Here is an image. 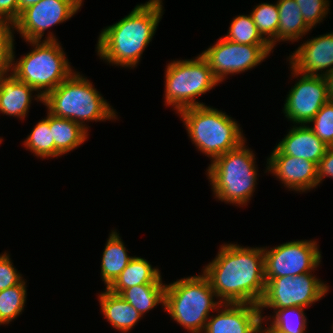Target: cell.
Here are the masks:
<instances>
[{
    "instance_id": "cell-1",
    "label": "cell",
    "mask_w": 333,
    "mask_h": 333,
    "mask_svg": "<svg viewBox=\"0 0 333 333\" xmlns=\"http://www.w3.org/2000/svg\"><path fill=\"white\" fill-rule=\"evenodd\" d=\"M203 274L222 303L259 305L266 287L263 247L222 244Z\"/></svg>"
},
{
    "instance_id": "cell-2",
    "label": "cell",
    "mask_w": 333,
    "mask_h": 333,
    "mask_svg": "<svg viewBox=\"0 0 333 333\" xmlns=\"http://www.w3.org/2000/svg\"><path fill=\"white\" fill-rule=\"evenodd\" d=\"M162 0L136 5L120 21L107 26L99 35L96 51L109 64L134 68L152 41L163 14Z\"/></svg>"
},
{
    "instance_id": "cell-3",
    "label": "cell",
    "mask_w": 333,
    "mask_h": 333,
    "mask_svg": "<svg viewBox=\"0 0 333 333\" xmlns=\"http://www.w3.org/2000/svg\"><path fill=\"white\" fill-rule=\"evenodd\" d=\"M53 116L70 119L87 131L85 121L118 119L115 109L86 77L74 71L58 87L43 97L42 102Z\"/></svg>"
},
{
    "instance_id": "cell-4",
    "label": "cell",
    "mask_w": 333,
    "mask_h": 333,
    "mask_svg": "<svg viewBox=\"0 0 333 333\" xmlns=\"http://www.w3.org/2000/svg\"><path fill=\"white\" fill-rule=\"evenodd\" d=\"M254 155L244 141L209 164L206 172L215 198L237 206L247 205L257 184Z\"/></svg>"
},
{
    "instance_id": "cell-5",
    "label": "cell",
    "mask_w": 333,
    "mask_h": 333,
    "mask_svg": "<svg viewBox=\"0 0 333 333\" xmlns=\"http://www.w3.org/2000/svg\"><path fill=\"white\" fill-rule=\"evenodd\" d=\"M216 293L202 273L189 276L165 286L164 310L188 332L203 333L210 311L223 303L214 301Z\"/></svg>"
},
{
    "instance_id": "cell-6",
    "label": "cell",
    "mask_w": 333,
    "mask_h": 333,
    "mask_svg": "<svg viewBox=\"0 0 333 333\" xmlns=\"http://www.w3.org/2000/svg\"><path fill=\"white\" fill-rule=\"evenodd\" d=\"M178 114L192 143L211 162L246 141L238 123L226 112L201 105L184 108Z\"/></svg>"
},
{
    "instance_id": "cell-7",
    "label": "cell",
    "mask_w": 333,
    "mask_h": 333,
    "mask_svg": "<svg viewBox=\"0 0 333 333\" xmlns=\"http://www.w3.org/2000/svg\"><path fill=\"white\" fill-rule=\"evenodd\" d=\"M47 35L42 41H27L34 49L19 61H15V51L12 50L11 61V73L42 97L74 72L56 36L52 32Z\"/></svg>"
},
{
    "instance_id": "cell-8",
    "label": "cell",
    "mask_w": 333,
    "mask_h": 333,
    "mask_svg": "<svg viewBox=\"0 0 333 333\" xmlns=\"http://www.w3.org/2000/svg\"><path fill=\"white\" fill-rule=\"evenodd\" d=\"M164 80L165 105L173 106L177 113L187 107L205 105L195 98L220 83L201 54L193 60H174L167 64Z\"/></svg>"
},
{
    "instance_id": "cell-9",
    "label": "cell",
    "mask_w": 333,
    "mask_h": 333,
    "mask_svg": "<svg viewBox=\"0 0 333 333\" xmlns=\"http://www.w3.org/2000/svg\"><path fill=\"white\" fill-rule=\"evenodd\" d=\"M265 281V292L259 303L263 323L267 318L262 316L263 308H307L321 300L329 291L328 285L313 275L312 272L294 277L265 278Z\"/></svg>"
},
{
    "instance_id": "cell-10",
    "label": "cell",
    "mask_w": 333,
    "mask_h": 333,
    "mask_svg": "<svg viewBox=\"0 0 333 333\" xmlns=\"http://www.w3.org/2000/svg\"><path fill=\"white\" fill-rule=\"evenodd\" d=\"M263 251L265 278L294 277L313 272L322 258L315 240H293L271 249L263 247Z\"/></svg>"
},
{
    "instance_id": "cell-11",
    "label": "cell",
    "mask_w": 333,
    "mask_h": 333,
    "mask_svg": "<svg viewBox=\"0 0 333 333\" xmlns=\"http://www.w3.org/2000/svg\"><path fill=\"white\" fill-rule=\"evenodd\" d=\"M270 45H246L219 38L201 55L207 60L214 77L221 83L230 74L251 70L264 61L272 51Z\"/></svg>"
},
{
    "instance_id": "cell-12",
    "label": "cell",
    "mask_w": 333,
    "mask_h": 333,
    "mask_svg": "<svg viewBox=\"0 0 333 333\" xmlns=\"http://www.w3.org/2000/svg\"><path fill=\"white\" fill-rule=\"evenodd\" d=\"M294 78L300 77L289 91L283 113L293 124L308 125L329 98L328 81L326 76L305 75L294 70Z\"/></svg>"
},
{
    "instance_id": "cell-13",
    "label": "cell",
    "mask_w": 333,
    "mask_h": 333,
    "mask_svg": "<svg viewBox=\"0 0 333 333\" xmlns=\"http://www.w3.org/2000/svg\"><path fill=\"white\" fill-rule=\"evenodd\" d=\"M83 0H41L20 13L14 29L25 42L41 41L44 31L63 23L75 15Z\"/></svg>"
},
{
    "instance_id": "cell-14",
    "label": "cell",
    "mask_w": 333,
    "mask_h": 333,
    "mask_svg": "<svg viewBox=\"0 0 333 333\" xmlns=\"http://www.w3.org/2000/svg\"><path fill=\"white\" fill-rule=\"evenodd\" d=\"M267 164L266 172L275 175L289 190L305 192L318 186V165L313 161L285 155L275 146Z\"/></svg>"
},
{
    "instance_id": "cell-15",
    "label": "cell",
    "mask_w": 333,
    "mask_h": 333,
    "mask_svg": "<svg viewBox=\"0 0 333 333\" xmlns=\"http://www.w3.org/2000/svg\"><path fill=\"white\" fill-rule=\"evenodd\" d=\"M218 309L216 316L208 318L203 333H262L259 305L223 303Z\"/></svg>"
},
{
    "instance_id": "cell-16",
    "label": "cell",
    "mask_w": 333,
    "mask_h": 333,
    "mask_svg": "<svg viewBox=\"0 0 333 333\" xmlns=\"http://www.w3.org/2000/svg\"><path fill=\"white\" fill-rule=\"evenodd\" d=\"M288 60L300 73L327 76L333 70V32L303 42Z\"/></svg>"
},
{
    "instance_id": "cell-17",
    "label": "cell",
    "mask_w": 333,
    "mask_h": 333,
    "mask_svg": "<svg viewBox=\"0 0 333 333\" xmlns=\"http://www.w3.org/2000/svg\"><path fill=\"white\" fill-rule=\"evenodd\" d=\"M33 91L36 90L20 81L11 72L0 76V113L23 120L29 112L33 97L34 100L43 102L40 93L31 96Z\"/></svg>"
},
{
    "instance_id": "cell-18",
    "label": "cell",
    "mask_w": 333,
    "mask_h": 333,
    "mask_svg": "<svg viewBox=\"0 0 333 333\" xmlns=\"http://www.w3.org/2000/svg\"><path fill=\"white\" fill-rule=\"evenodd\" d=\"M276 146L283 154L301 157L317 165L328 146L320 140L308 125H294Z\"/></svg>"
},
{
    "instance_id": "cell-19",
    "label": "cell",
    "mask_w": 333,
    "mask_h": 333,
    "mask_svg": "<svg viewBox=\"0 0 333 333\" xmlns=\"http://www.w3.org/2000/svg\"><path fill=\"white\" fill-rule=\"evenodd\" d=\"M101 312L111 326L122 333H127L138 323L142 315L120 295L105 288L98 296Z\"/></svg>"
},
{
    "instance_id": "cell-20",
    "label": "cell",
    "mask_w": 333,
    "mask_h": 333,
    "mask_svg": "<svg viewBox=\"0 0 333 333\" xmlns=\"http://www.w3.org/2000/svg\"><path fill=\"white\" fill-rule=\"evenodd\" d=\"M141 284H163L161 273L159 268L152 267L146 259L133 256L129 264L107 289L119 295L124 289Z\"/></svg>"
},
{
    "instance_id": "cell-21",
    "label": "cell",
    "mask_w": 333,
    "mask_h": 333,
    "mask_svg": "<svg viewBox=\"0 0 333 333\" xmlns=\"http://www.w3.org/2000/svg\"><path fill=\"white\" fill-rule=\"evenodd\" d=\"M133 257L116 230H112L105 245L101 260V279L106 289L116 280Z\"/></svg>"
},
{
    "instance_id": "cell-22",
    "label": "cell",
    "mask_w": 333,
    "mask_h": 333,
    "mask_svg": "<svg viewBox=\"0 0 333 333\" xmlns=\"http://www.w3.org/2000/svg\"><path fill=\"white\" fill-rule=\"evenodd\" d=\"M279 24L276 43L280 41H298L305 36L311 28L306 24L299 5L295 0H278Z\"/></svg>"
},
{
    "instance_id": "cell-23",
    "label": "cell",
    "mask_w": 333,
    "mask_h": 333,
    "mask_svg": "<svg viewBox=\"0 0 333 333\" xmlns=\"http://www.w3.org/2000/svg\"><path fill=\"white\" fill-rule=\"evenodd\" d=\"M50 130L55 148L64 155L73 151L87 139L88 131L70 119L59 118L50 114Z\"/></svg>"
},
{
    "instance_id": "cell-24",
    "label": "cell",
    "mask_w": 333,
    "mask_h": 333,
    "mask_svg": "<svg viewBox=\"0 0 333 333\" xmlns=\"http://www.w3.org/2000/svg\"><path fill=\"white\" fill-rule=\"evenodd\" d=\"M166 284H141L124 289L119 295L142 316L157 305L164 306Z\"/></svg>"
},
{
    "instance_id": "cell-25",
    "label": "cell",
    "mask_w": 333,
    "mask_h": 333,
    "mask_svg": "<svg viewBox=\"0 0 333 333\" xmlns=\"http://www.w3.org/2000/svg\"><path fill=\"white\" fill-rule=\"evenodd\" d=\"M304 309L303 307L273 309L275 314L268 317L273 320L268 327L263 329L262 326V333H305L307 316Z\"/></svg>"
},
{
    "instance_id": "cell-26",
    "label": "cell",
    "mask_w": 333,
    "mask_h": 333,
    "mask_svg": "<svg viewBox=\"0 0 333 333\" xmlns=\"http://www.w3.org/2000/svg\"><path fill=\"white\" fill-rule=\"evenodd\" d=\"M24 147L34 153L35 156L44 158L60 157L62 154L55 148L50 130V113L41 119L33 128L30 135L24 141Z\"/></svg>"
},
{
    "instance_id": "cell-27",
    "label": "cell",
    "mask_w": 333,
    "mask_h": 333,
    "mask_svg": "<svg viewBox=\"0 0 333 333\" xmlns=\"http://www.w3.org/2000/svg\"><path fill=\"white\" fill-rule=\"evenodd\" d=\"M258 32L272 47L276 45L277 29L279 24V9L275 4L261 3L250 12Z\"/></svg>"
},
{
    "instance_id": "cell-28",
    "label": "cell",
    "mask_w": 333,
    "mask_h": 333,
    "mask_svg": "<svg viewBox=\"0 0 333 333\" xmlns=\"http://www.w3.org/2000/svg\"><path fill=\"white\" fill-rule=\"evenodd\" d=\"M26 292L24 279L18 285L0 291V325H7L22 314L27 299Z\"/></svg>"
},
{
    "instance_id": "cell-29",
    "label": "cell",
    "mask_w": 333,
    "mask_h": 333,
    "mask_svg": "<svg viewBox=\"0 0 333 333\" xmlns=\"http://www.w3.org/2000/svg\"><path fill=\"white\" fill-rule=\"evenodd\" d=\"M228 31L224 38L238 44L269 45L258 32L250 14L233 18Z\"/></svg>"
},
{
    "instance_id": "cell-30",
    "label": "cell",
    "mask_w": 333,
    "mask_h": 333,
    "mask_svg": "<svg viewBox=\"0 0 333 333\" xmlns=\"http://www.w3.org/2000/svg\"><path fill=\"white\" fill-rule=\"evenodd\" d=\"M308 124L320 140L328 147L333 146V101L325 103Z\"/></svg>"
},
{
    "instance_id": "cell-31",
    "label": "cell",
    "mask_w": 333,
    "mask_h": 333,
    "mask_svg": "<svg viewBox=\"0 0 333 333\" xmlns=\"http://www.w3.org/2000/svg\"><path fill=\"white\" fill-rule=\"evenodd\" d=\"M13 28L12 23L0 21V76L11 71L12 50L14 49Z\"/></svg>"
},
{
    "instance_id": "cell-32",
    "label": "cell",
    "mask_w": 333,
    "mask_h": 333,
    "mask_svg": "<svg viewBox=\"0 0 333 333\" xmlns=\"http://www.w3.org/2000/svg\"><path fill=\"white\" fill-rule=\"evenodd\" d=\"M306 24L312 29L328 14L329 0H295Z\"/></svg>"
},
{
    "instance_id": "cell-33",
    "label": "cell",
    "mask_w": 333,
    "mask_h": 333,
    "mask_svg": "<svg viewBox=\"0 0 333 333\" xmlns=\"http://www.w3.org/2000/svg\"><path fill=\"white\" fill-rule=\"evenodd\" d=\"M22 280L23 277L13 266L10 255L6 252L0 255V291L18 285Z\"/></svg>"
},
{
    "instance_id": "cell-34",
    "label": "cell",
    "mask_w": 333,
    "mask_h": 333,
    "mask_svg": "<svg viewBox=\"0 0 333 333\" xmlns=\"http://www.w3.org/2000/svg\"><path fill=\"white\" fill-rule=\"evenodd\" d=\"M333 178V146H329L318 164V185L323 178Z\"/></svg>"
},
{
    "instance_id": "cell-35",
    "label": "cell",
    "mask_w": 333,
    "mask_h": 333,
    "mask_svg": "<svg viewBox=\"0 0 333 333\" xmlns=\"http://www.w3.org/2000/svg\"><path fill=\"white\" fill-rule=\"evenodd\" d=\"M18 19V0H0V21L14 23Z\"/></svg>"
},
{
    "instance_id": "cell-36",
    "label": "cell",
    "mask_w": 333,
    "mask_h": 333,
    "mask_svg": "<svg viewBox=\"0 0 333 333\" xmlns=\"http://www.w3.org/2000/svg\"><path fill=\"white\" fill-rule=\"evenodd\" d=\"M39 1L41 0H18V18L23 10L38 3Z\"/></svg>"
},
{
    "instance_id": "cell-37",
    "label": "cell",
    "mask_w": 333,
    "mask_h": 333,
    "mask_svg": "<svg viewBox=\"0 0 333 333\" xmlns=\"http://www.w3.org/2000/svg\"><path fill=\"white\" fill-rule=\"evenodd\" d=\"M328 81L329 98L333 101V70L326 76Z\"/></svg>"
}]
</instances>
